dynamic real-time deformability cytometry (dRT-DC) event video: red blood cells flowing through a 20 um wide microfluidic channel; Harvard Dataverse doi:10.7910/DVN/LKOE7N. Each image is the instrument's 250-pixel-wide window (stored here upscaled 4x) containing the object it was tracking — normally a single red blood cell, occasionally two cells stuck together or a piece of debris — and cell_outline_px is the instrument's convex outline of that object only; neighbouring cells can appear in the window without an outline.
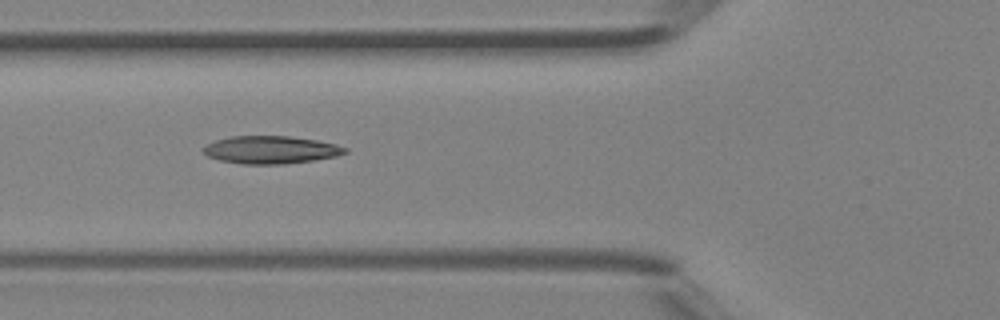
{"species": "Egyptian fruit bat (a non-hibernating species)", "species_latin": "Rousettus aegyptiacus", "temperature_condition": "room temperature", "stored_images_in_passage": 3, "camera_frame_rate_fps": 3000, "um_per_image_px": 0.085, "animal": {"sex": "female"}, "frame": {"image": 1, "passage_image": 3, "time_ms": 0.667, "image_size_px": [1000, 320], "cell_outline_px": [[348, 152], [336, 156], [312, 160], [284, 164], [240, 164], [220, 160], [208, 156], [200, 148], [204, 144], [216, 140], [232, 136], [288, 136], [316, 140], [336, 144], [348, 148]], "centroid_in_image_um": [22.99, 12.73], "position_along_channel_um": 102.8, "area_um2": 22.95}}